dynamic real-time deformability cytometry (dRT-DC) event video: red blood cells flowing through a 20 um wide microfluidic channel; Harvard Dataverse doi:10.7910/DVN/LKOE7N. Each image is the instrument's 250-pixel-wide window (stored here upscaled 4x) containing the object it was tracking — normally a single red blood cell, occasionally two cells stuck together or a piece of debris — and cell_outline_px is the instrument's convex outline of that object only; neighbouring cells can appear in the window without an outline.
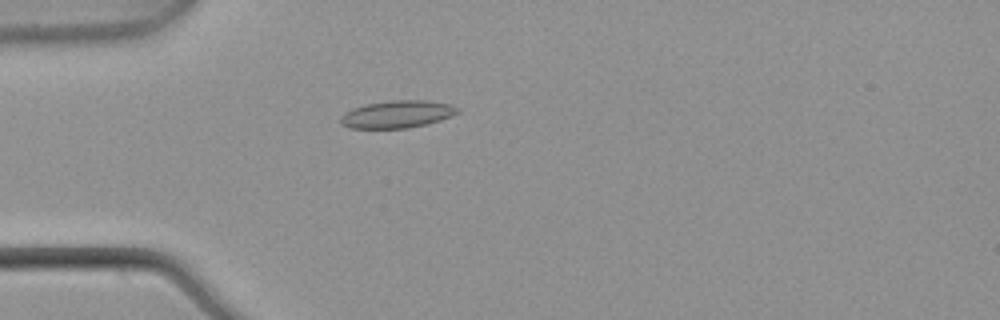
{"species": "common noctule bat (a hibernating species)", "species_latin": "Nyctalus noctula", "temperature_condition": "warm", "stored_images_in_passage": 3, "camera_frame_rate_fps": 3000, "um_per_image_px": 0.085, "animal": {"sex": "male", "body_mass_g": 21.5, "forearm_length_mm": 52.0}, "frame": {"image": 1, "passage_image": 3, "time_ms": 0.667, "image_size_px": [1000, 320], "cell_outline_px": [[460, 112], [440, 120], [408, 128], [352, 128], [340, 124], [340, 116], [344, 112], [352, 108], [368, 104], [392, 100], [424, 100], [452, 104], [460, 108]], "centroid_in_image_um": [33.76, 9.7], "position_along_channel_um": 51.2, "area_um2": 18.67}}